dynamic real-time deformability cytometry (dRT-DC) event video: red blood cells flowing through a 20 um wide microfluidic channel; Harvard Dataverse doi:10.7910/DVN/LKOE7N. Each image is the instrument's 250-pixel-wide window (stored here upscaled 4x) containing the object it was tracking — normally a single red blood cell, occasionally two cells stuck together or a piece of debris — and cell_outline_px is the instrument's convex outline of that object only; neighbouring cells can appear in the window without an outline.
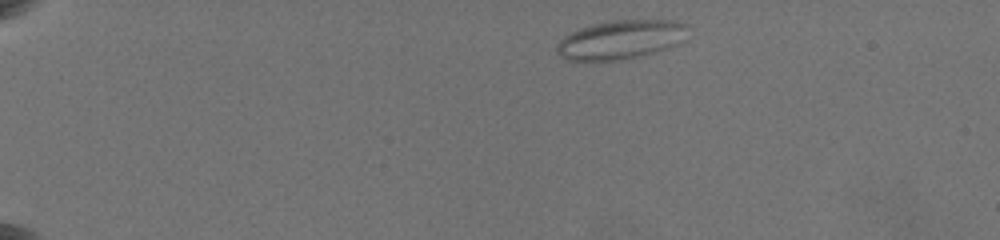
{"species": "common noctule bat (a hibernating species)", "species_latin": "Nyctalus noctula", "temperature_condition": "warm", "stored_images_in_passage": 41, "camera_frame_rate_fps": 3000, "um_per_image_px": 0.085, "animal": {"sex": "female", "body_mass_g": 19.5, "forearm_length_mm": 54.1}, "frame": {"image": 1, "passage_image": 2, "time_ms": 0.333, "image_size_px": [1000, 240], "cell_outline_px": [[684, 40], [680, 44], [668, 48], [620, 60], [564, 60], [556, 52], [556, 44], [564, 36], [580, 28], [612, 20], [676, 20], [684, 24]], "centroid_in_image_um": [52.72, 3.37], "position_along_channel_um": 32.3, "area_um2": 29.36}}
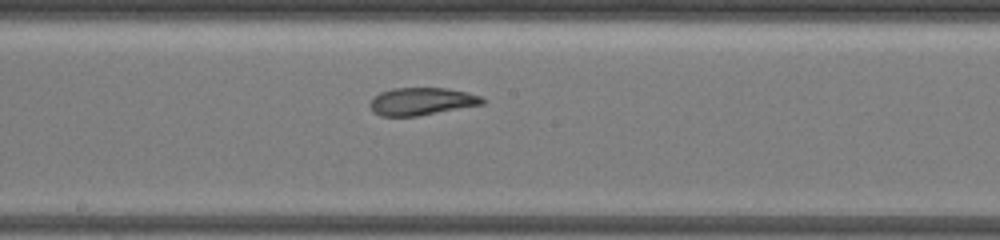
{"frame": {"image": 2, "passage_image": 18, "time_ms": 8.0, "image_size_px": [1000, 240], "cell_outline_px": [[484, 104], [416, 116], [380, 116], [372, 112], [368, 104], [380, 92], [392, 88], [448, 88], [468, 92], [480, 96], [484, 100]], "centroid_in_image_um": [35.82, 8.61], "position_along_channel_um": 212.4, "area_um2": 18.03}}
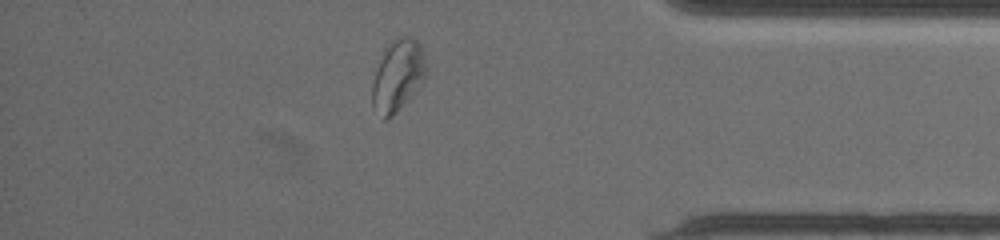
{"frame": {"image": 3, "passage_image": 35, "time_ms": 13.667, "image_size_px": [1000, 240], "cell_outline_px": [[424, 80], [420, 88], [388, 120], [384, 120], [372, 108], [372, 84], [384, 48], [392, 40], [400, 36], [408, 36], [416, 40], [420, 44], [424, 56]], "centroid_in_image_um": [33.79, 6.45], "position_along_channel_um": 401.4, "area_um2": 22.43}, "authors_computed_cell_mechanics": {"area_um2": 19.7676, "velocity_mm_per_s": 3.6709, "shape_relaxation_time_tau1_ms": null, "shape_relaxation_time_tau2_ms": 2.3675, "deformation_change_tau1": null, "deformation_change_tau2": 0.0918}}